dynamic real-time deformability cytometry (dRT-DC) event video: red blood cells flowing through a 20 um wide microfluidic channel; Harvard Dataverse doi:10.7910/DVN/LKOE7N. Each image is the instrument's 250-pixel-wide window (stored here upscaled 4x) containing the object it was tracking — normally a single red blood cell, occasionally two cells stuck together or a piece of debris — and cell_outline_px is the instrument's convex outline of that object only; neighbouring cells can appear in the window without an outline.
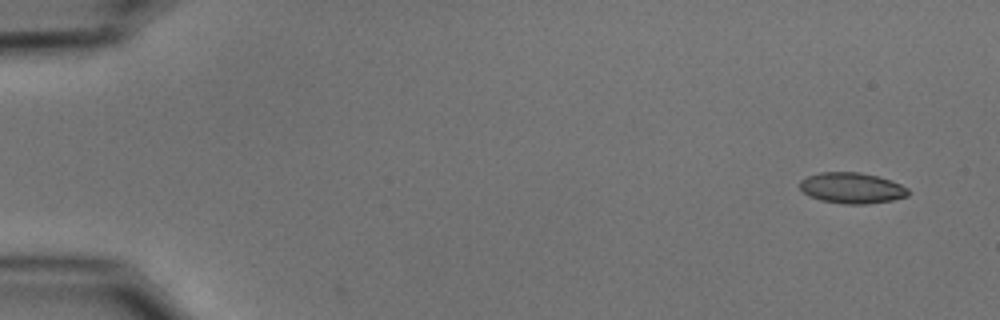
{"species": "common noctule bat (a hibernating species)", "species_latin": "Nyctalus noctula", "temperature_condition": "cold", "stored_images_in_passage": 10, "camera_frame_rate_fps": 3000, "um_per_image_px": 0.085, "animal": {"sex": "male", "body_mass_g": 15.6}, "frame": {"image": 1, "passage_image": 1, "time_ms": 0.0, "image_size_px": [1000, 320], "cell_outline_px": [[908, 196], [892, 200], [868, 204], [844, 204], [820, 200], [808, 196], [800, 188], [800, 180], [808, 176], [820, 172], [860, 172], [892, 180], [908, 188]], "centroid_in_image_um": [72.4, 15.98], "position_along_channel_um": 12.6, "area_um2": 19.54}}